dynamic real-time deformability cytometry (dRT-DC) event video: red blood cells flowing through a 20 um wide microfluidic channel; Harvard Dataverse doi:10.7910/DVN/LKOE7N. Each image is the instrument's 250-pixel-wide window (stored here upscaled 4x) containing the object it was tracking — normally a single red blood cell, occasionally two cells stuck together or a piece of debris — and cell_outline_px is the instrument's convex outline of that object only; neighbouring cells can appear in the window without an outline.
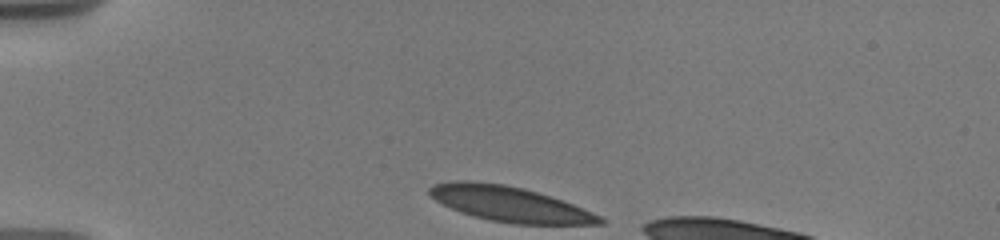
{"species": "human", "species_latin": "Homo sapiens", "temperature_condition": "warm", "stored_images_in_passage": 6, "camera_frame_rate_fps": 3000, "um_per_image_px": 0.085, "donor": {"sex": "male"}, "frame": {"image": 1, "passage_image": 1, "time_ms": 0.0, "image_size_px": [1000, 240], "cell_outline_px": [[608, 220], [604, 224], [512, 224], [488, 220], [460, 212], [436, 200], [428, 192], [428, 188], [432, 184], [452, 180], [472, 180], [504, 184], [524, 188], [552, 196], [592, 212]], "centroid_in_image_um": [43.32, 17.33], "position_along_channel_um": 41.7, "area_um2": 35.14}}
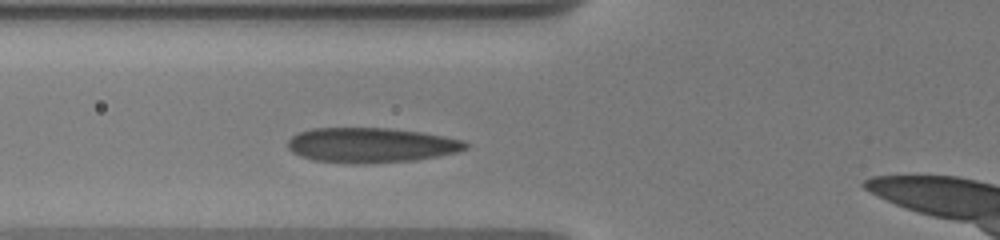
{"frame": {"image": 2, "passage_image": 6, "time_ms": 2.667, "image_size_px": [1000, 240], "cell_outline_px": [[468, 148], [456, 152], [416, 160], [352, 164], [312, 160], [300, 156], [292, 152], [288, 148], [288, 140], [296, 132], [312, 128], [388, 128], [420, 132], [444, 136], [464, 140], [468, 144]], "centroid_in_image_um": [31.5, 12.33], "position_along_channel_um": 94.3, "area_um2": 36.24}}